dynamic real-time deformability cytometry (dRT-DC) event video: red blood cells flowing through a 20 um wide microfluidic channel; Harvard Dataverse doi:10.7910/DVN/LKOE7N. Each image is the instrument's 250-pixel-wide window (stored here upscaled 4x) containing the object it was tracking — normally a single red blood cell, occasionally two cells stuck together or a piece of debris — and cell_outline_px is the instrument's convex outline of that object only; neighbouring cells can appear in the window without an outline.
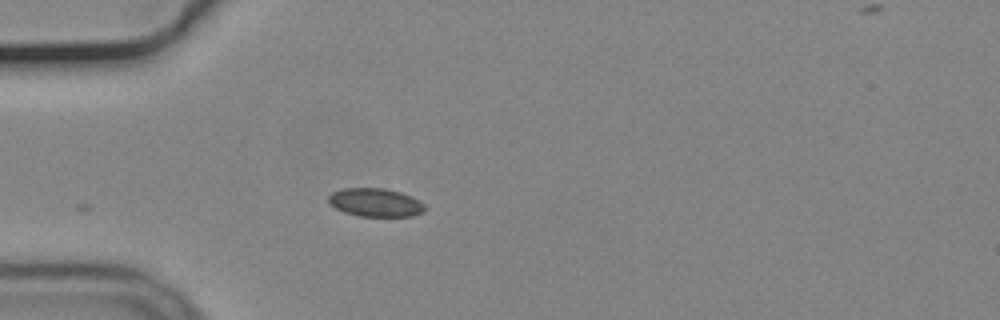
{"species": "common noctule bat (a hibernating species)", "species_latin": "Nyctalus noctula", "temperature_condition": "cold", "stored_images_in_passage": 5, "camera_frame_rate_fps": 3000, "um_per_image_px": 0.085, "animal": {"sex": "male", "body_mass_g": 19.2, "forearm_length_mm": 51.8}, "frame": {"image": 1, "passage_image": 1, "time_ms": 0.0, "image_size_px": [1000, 320], "cell_outline_px": [[424, 212], [412, 216], [360, 216], [344, 212], [328, 204], [328, 196], [332, 192], [344, 188], [384, 188], [400, 192], [424, 204]], "centroid_in_image_um": [31.86, 17.21], "position_along_channel_um": 53.1, "area_um2": 15.78}}
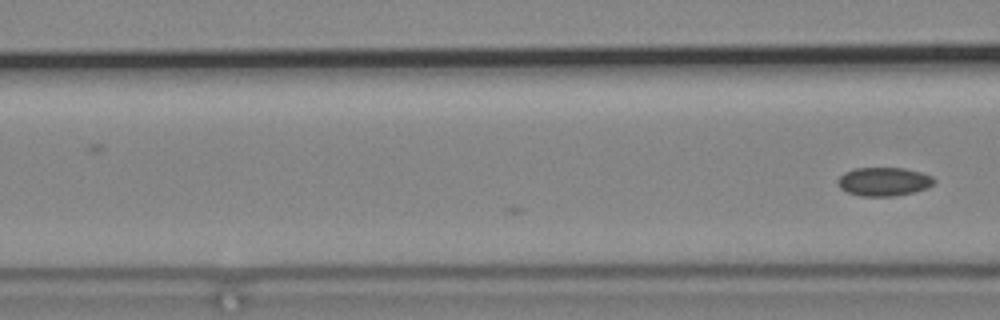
{"frame": {"image": 2, "passage_image": 5, "time_ms": 1.333, "image_size_px": [1000, 320], "cell_outline_px": [[936, 180], [932, 184], [924, 188], [912, 192], [892, 196], [860, 196], [848, 192], [840, 188], [836, 180], [844, 172], [852, 168], [904, 168], [920, 172], [932, 176]], "centroid_in_image_um": [75.07, 15.42], "position_along_channel_um": 91.5, "area_um2": 15.95}}